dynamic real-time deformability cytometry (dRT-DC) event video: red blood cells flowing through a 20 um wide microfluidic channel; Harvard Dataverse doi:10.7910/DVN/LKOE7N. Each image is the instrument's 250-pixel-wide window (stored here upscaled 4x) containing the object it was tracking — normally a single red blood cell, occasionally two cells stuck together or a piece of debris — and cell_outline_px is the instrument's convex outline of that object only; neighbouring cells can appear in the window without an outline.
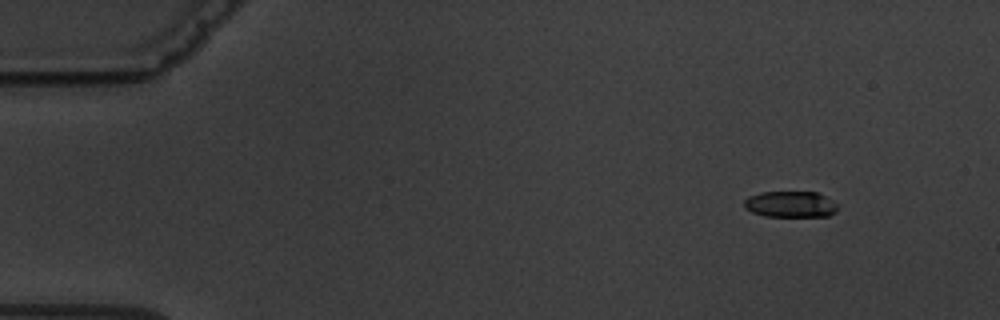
{"species": "common noctule bat (a hibernating species)", "species_latin": "Nyctalus noctula", "temperature_condition": "warm", "stored_images_in_passage": 14, "camera_frame_rate_fps": 3000, "um_per_image_px": 0.085, "animal": {"sex": "male", "body_mass_g": 19.5, "forearm_length_mm": 54.6}, "frame": {"image": 1, "passage_image": 2, "time_ms": 1.333, "image_size_px": [1000, 320], "cell_outline_px": [[836, 212], [828, 216], [764, 216], [752, 212], [744, 208], [744, 200], [748, 196], [760, 192], [816, 192], [824, 196], [836, 204]], "centroid_in_image_um": [67.14, 17.36], "position_along_channel_um": 17.9, "area_um2": 14.16}}
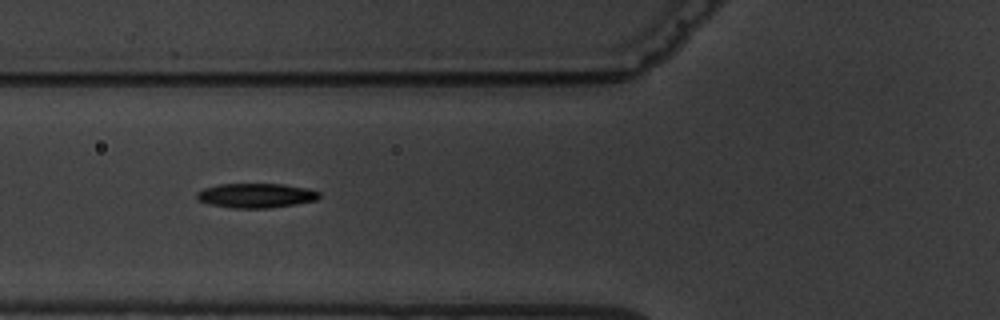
{"frame": {"image": 2, "passage_image": 5, "time_ms": 6.667, "image_size_px": [1000, 320], "cell_outline_px": [[320, 196], [316, 200], [296, 204], [268, 208], [232, 208], [208, 204], [200, 200], [196, 196], [196, 192], [204, 188], [220, 184], [284, 184], [308, 188], [320, 192]], "centroid_in_image_um": [21.77, 16.62], "position_along_channel_um": 104.0, "area_um2": 17.51}}
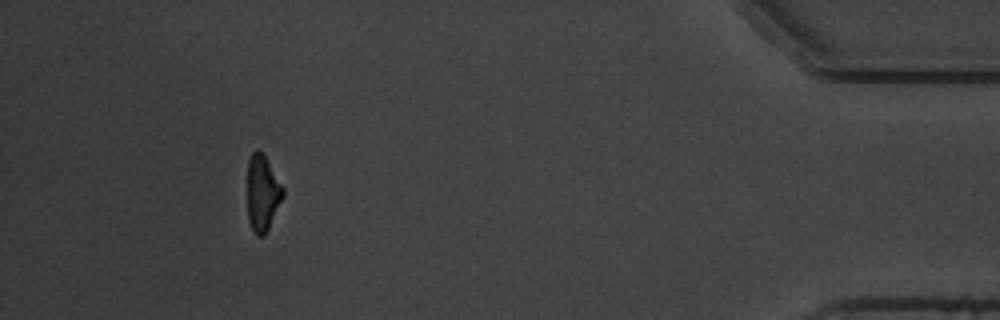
{"frame": {"image": 3, "passage_image": 13, "time_ms": 17.0, "image_size_px": [1000, 320], "cell_outline_px": [[284, 196], [264, 236], [256, 236], [248, 220], [248, 160], [252, 152], [256, 148], [264, 156], [284, 188]], "centroid_in_image_um": [22.31, 16.43], "position_along_channel_um": 412.9, "area_um2": 15.55}, "authors_computed_cell_mechanics": {"area_um2": 16.9354, "velocity_mm_per_s": 3.564, "shape_relaxation_time_tau1_ms": 3.2395, "shape_relaxation_time_tau2_ms": null, "deformation_change_tau1": 0.1312, "deformation_change_tau2": null}}